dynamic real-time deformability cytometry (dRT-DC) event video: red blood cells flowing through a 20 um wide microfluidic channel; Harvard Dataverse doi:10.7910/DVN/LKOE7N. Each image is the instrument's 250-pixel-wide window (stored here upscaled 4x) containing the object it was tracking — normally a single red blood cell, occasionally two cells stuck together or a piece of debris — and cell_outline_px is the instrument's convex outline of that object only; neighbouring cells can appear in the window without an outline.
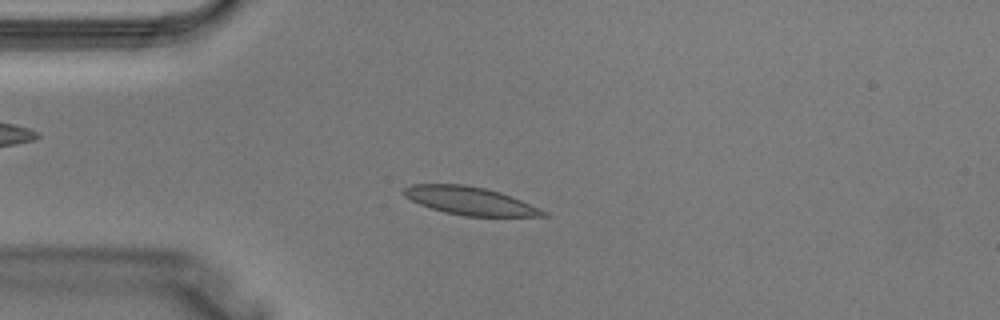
{"species": "Egyptian fruit bat (a non-hibernating species)", "species_latin": "Rousettus aegyptiacus", "temperature_condition": "warm", "stored_images_in_passage": 2, "camera_frame_rate_fps": 3000, "um_per_image_px": 0.085, "animal": {"sex": "male"}, "frame": {"image": 1, "passage_image": 2, "time_ms": 0.333, "image_size_px": [1000, 320], "cell_outline_px": [[548, 216], [464, 216], [444, 212], [420, 204], [404, 196], [404, 188], [412, 184], [464, 184], [484, 188], [500, 192], [540, 208], [548, 212]], "centroid_in_image_um": [39.95, 17.07], "position_along_channel_um": 45.0, "area_um2": 22.54}}